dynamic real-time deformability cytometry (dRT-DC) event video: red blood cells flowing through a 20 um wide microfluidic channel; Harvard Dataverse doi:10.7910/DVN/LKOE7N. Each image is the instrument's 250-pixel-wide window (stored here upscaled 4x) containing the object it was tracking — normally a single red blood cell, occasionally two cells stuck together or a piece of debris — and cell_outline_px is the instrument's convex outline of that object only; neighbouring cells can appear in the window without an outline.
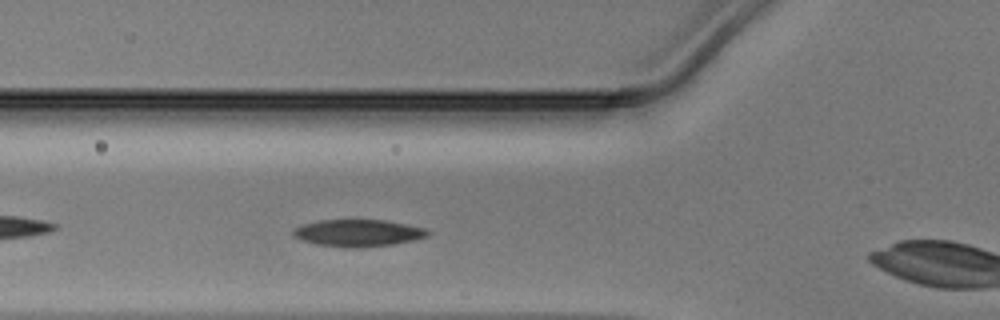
{"species": "Egyptian fruit bat (a non-hibernating species)", "species_latin": "Rousettus aegyptiacus", "temperature_condition": "warm", "stored_images_in_passage": 31, "camera_frame_rate_fps": 3000, "um_per_image_px": 0.085, "animal": {"sex": "male"}, "frame": {"image": 1, "passage_image": 5, "time_ms": 1.333, "image_size_px": [1000, 320], "cell_outline_px": [[432, 232], [428, 236], [396, 244], [364, 248], [344, 248], [320, 244], [300, 240], [292, 236], [292, 228], [300, 224], [320, 220], [384, 220], [428, 228]], "centroid_in_image_um": [30.43, 19.81], "position_along_channel_um": 95.4, "area_um2": 21.62}}
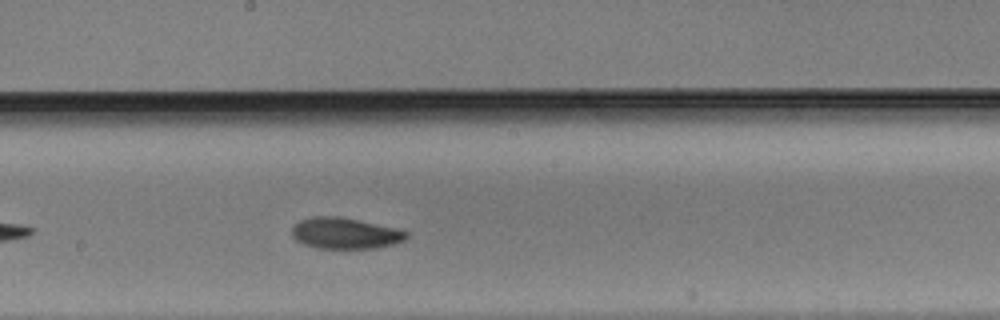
{"frame": {"image": 2, "passage_image": 14, "time_ms": 4.333, "image_size_px": [1000, 320], "cell_outline_px": [[408, 236], [404, 240], [392, 244], [376, 248], [316, 248], [304, 244], [296, 240], [292, 236], [292, 228], [300, 220], [312, 216], [336, 216], [396, 228], [408, 232]], "centroid_in_image_um": [29.31, 19.83], "position_along_channel_um": 218.9, "area_um2": 20.52}}
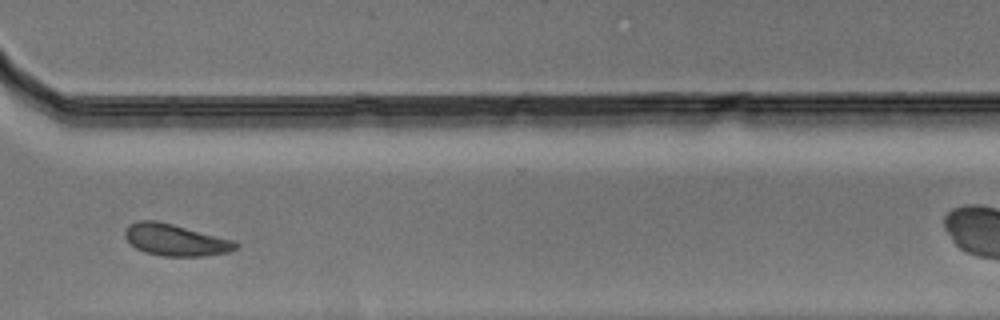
{"frame": {"image": 3, "passage_image": 24, "time_ms": 7.667, "image_size_px": [1000, 320], "cell_outline_px": [[240, 248], [228, 252], [204, 256], [160, 256], [144, 252], [136, 248], [124, 236], [124, 232], [132, 224], [140, 220], [156, 220], [236, 240], [240, 244]], "centroid_in_image_um": [14.99, 20.41], "position_along_channel_um": 355.6, "area_um2": 20.52}}